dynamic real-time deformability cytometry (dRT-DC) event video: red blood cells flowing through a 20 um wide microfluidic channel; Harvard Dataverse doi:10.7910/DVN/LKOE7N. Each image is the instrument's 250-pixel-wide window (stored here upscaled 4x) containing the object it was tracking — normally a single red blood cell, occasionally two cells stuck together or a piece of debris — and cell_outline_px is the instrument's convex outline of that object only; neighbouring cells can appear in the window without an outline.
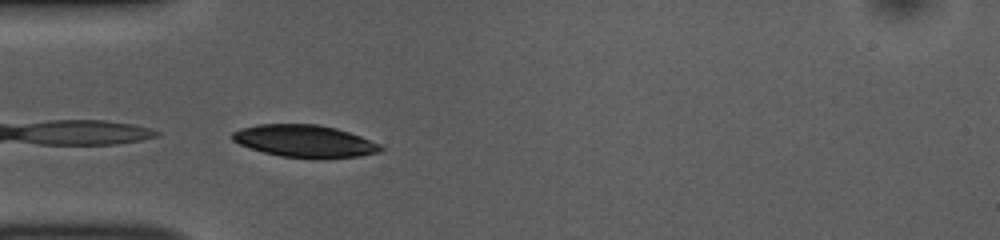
{"species": "common noctule bat (a hibernating species)", "species_latin": "Nyctalus noctula", "temperature_condition": "room temperature", "stored_images_in_passage": 26, "camera_frame_rate_fps": 3000, "um_per_image_px": 0.085, "animal": {"sex": "female", "body_mass_g": 10.0, "forearm_length_mm": 53.1}, "frame": {"image": 1, "passage_image": 1, "time_ms": 0.0, "image_size_px": [1000, 240], "cell_outline_px": [[384, 148], [380, 152], [360, 156], [320, 160], [280, 156], [264, 152], [240, 144], [232, 140], [232, 132], [240, 128], [256, 124], [320, 124], [336, 128], [360, 136], [380, 144]], "centroid_in_image_um": [25.92, 12.01], "position_along_channel_um": 59.1, "area_um2": 28.26}}
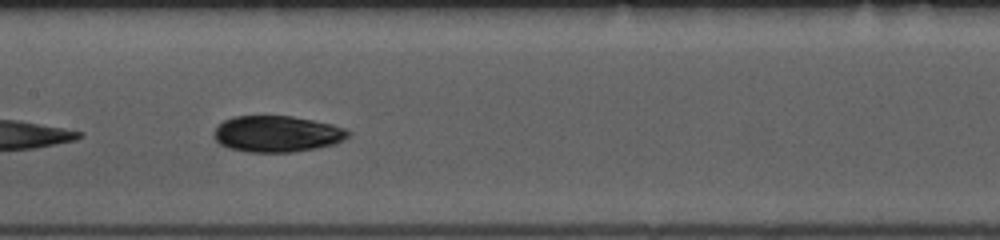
{"frame": {"image": 2, "passage_image": 11, "time_ms": 3.333, "image_size_px": [1000, 240], "cell_outline_px": [[352, 132], [344, 140], [336, 144], [316, 148], [292, 152], [248, 152], [228, 148], [220, 144], [212, 136], [212, 132], [216, 124], [224, 120], [236, 116], [292, 116], [332, 124], [344, 128]], "centroid_in_image_um": [23.52, 11.38], "position_along_channel_um": 183.9, "area_um2": 28.67}}
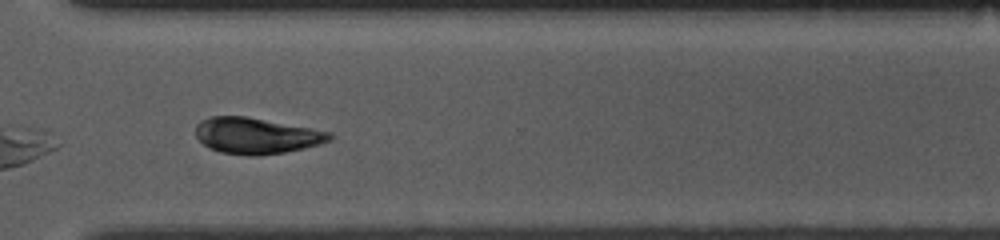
{"frame": {"image": 3, "passage_image": 24, "time_ms": 7.667, "image_size_px": [1000, 240], "cell_outline_px": [[332, 140], [320, 144], [304, 148], [284, 152], [256, 156], [248, 156], [220, 152], [208, 148], [196, 136], [196, 124], [200, 120], [212, 116], [244, 116], [312, 128], [332, 132]], "centroid_in_image_um": [21.78, 11.54], "position_along_channel_um": 348.8, "area_um2": 28.21}, "authors_computed_cell_mechanics": {"area_um2": 28.033, "velocity_mm_per_s": 3.8117, "shape_relaxation_time_tau1_ms": 1.6949, "shape_relaxation_time_tau2_ms": null, "deformation_change_tau1": 0.0581, "deformation_change_tau2": null}}